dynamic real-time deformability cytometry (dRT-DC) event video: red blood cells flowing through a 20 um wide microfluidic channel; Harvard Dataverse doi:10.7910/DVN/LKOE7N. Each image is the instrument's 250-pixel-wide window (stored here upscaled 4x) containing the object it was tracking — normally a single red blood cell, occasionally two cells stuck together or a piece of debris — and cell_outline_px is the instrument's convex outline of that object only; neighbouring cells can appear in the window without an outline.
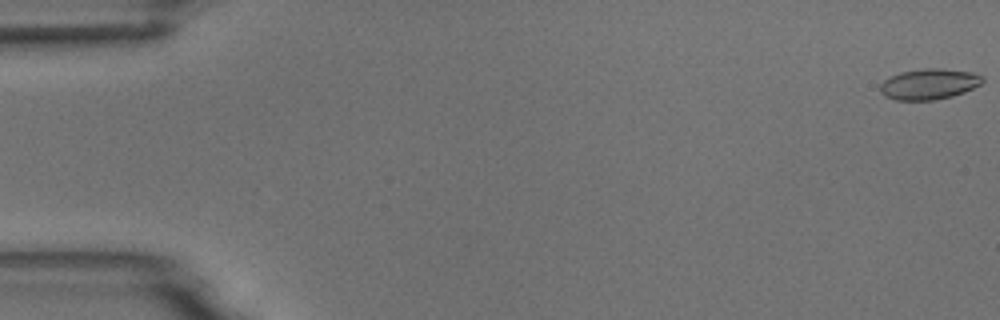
{"species": "common noctule bat (a hibernating species)", "species_latin": "Nyctalus noctula", "temperature_condition": "room temperature", "stored_images_in_passage": 5, "camera_frame_rate_fps": 3000, "um_per_image_px": 0.085, "animal": {"sex": "male", "body_mass_g": 18.8}, "frame": {"image": 1, "passage_image": 1, "time_ms": 0.0, "image_size_px": [1000, 320], "cell_outline_px": [[984, 80], [980, 84], [964, 92], [952, 96], [932, 100], [896, 100], [884, 96], [880, 92], [880, 84], [884, 80], [900, 72], [924, 68], [940, 68], [972, 72], [984, 76]], "centroid_in_image_um": [78.96, 7.14], "position_along_channel_um": 6.0, "area_um2": 18.32}}
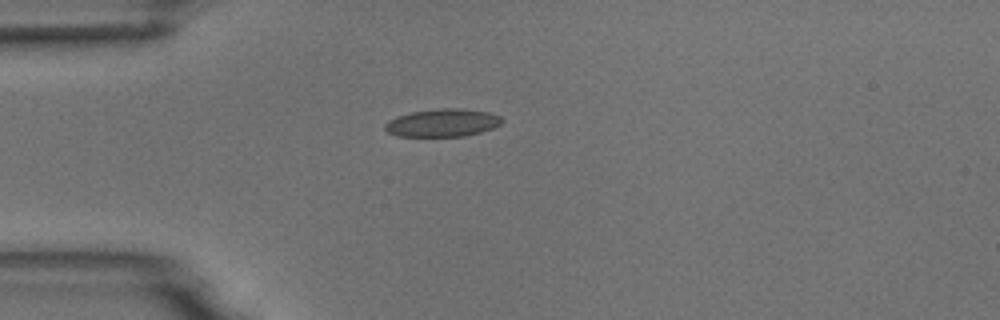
{"frame": {"image": 2, "passage_image": 5, "time_ms": 4.667, "image_size_px": [1000, 320], "cell_outline_px": [[504, 120], [500, 124], [492, 128], [480, 132], [464, 136], [396, 136], [388, 132], [384, 128], [384, 124], [388, 120], [396, 116], [412, 112], [436, 108], [464, 108], [488, 112], [500, 116]], "centroid_in_image_um": [37.6, 10.43], "position_along_channel_um": 47.4, "area_um2": 19.07}}